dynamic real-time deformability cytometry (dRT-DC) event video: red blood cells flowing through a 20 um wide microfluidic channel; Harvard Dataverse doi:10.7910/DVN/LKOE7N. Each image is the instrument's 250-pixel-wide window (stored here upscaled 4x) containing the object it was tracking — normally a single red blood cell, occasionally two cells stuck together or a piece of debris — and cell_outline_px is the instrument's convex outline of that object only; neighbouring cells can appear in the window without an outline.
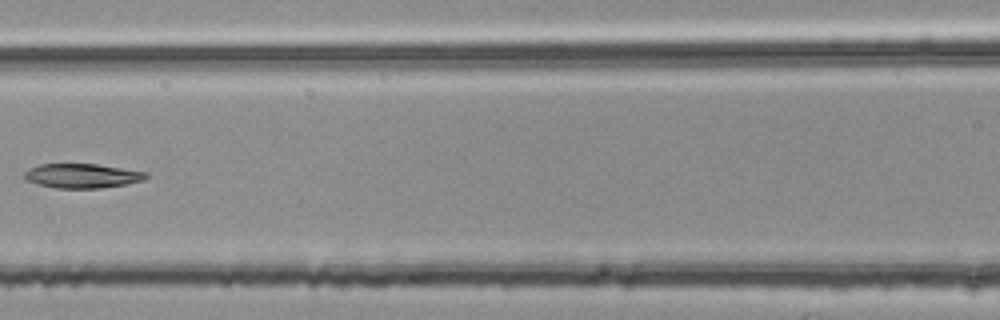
{"species": "common noctule bat (a hibernating species)", "species_latin": "Nyctalus noctula", "temperature_condition": "room temperature", "stored_images_in_passage": 5, "segment_of_instrument_passage": [2, 2], "camera_frame_rate_fps": 3000, "um_per_image_px": 0.085, "animal": {"sex": "female", "body_mass_g": 25.1}, "frame": {"image": 1, "passage_image": 5, "time_ms": 1.333, "image_size_px": [1000, 320], "cell_outline_px": [[148, 176], [144, 180], [124, 184], [100, 188], [56, 188], [40, 184], [28, 180], [24, 176], [24, 172], [40, 164], [96, 164], [148, 172]], "centroid_in_image_um": [7.02, 14.94], "position_along_channel_um": 159.6, "area_um2": 16.99}}